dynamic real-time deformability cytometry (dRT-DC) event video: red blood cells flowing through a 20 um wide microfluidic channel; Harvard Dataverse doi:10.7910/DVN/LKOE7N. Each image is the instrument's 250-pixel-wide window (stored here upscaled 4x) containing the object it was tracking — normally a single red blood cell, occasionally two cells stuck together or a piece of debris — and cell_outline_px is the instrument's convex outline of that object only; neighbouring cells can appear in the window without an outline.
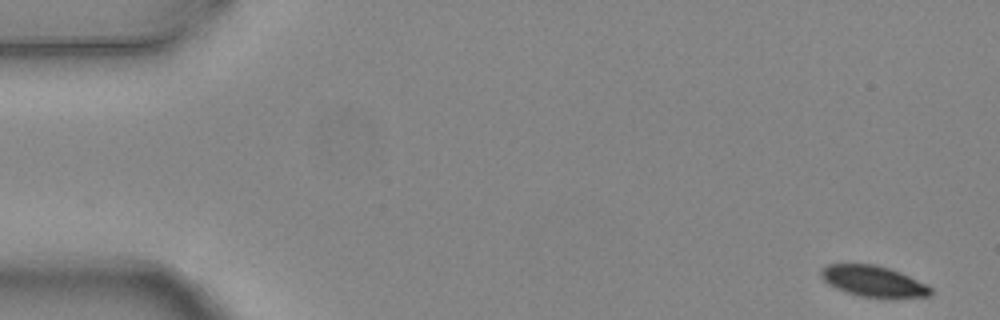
{"species": "common noctule bat (a hibernating species)", "species_latin": "Nyctalus noctula", "temperature_condition": "warm", "stored_images_in_passage": 6, "camera_frame_rate_fps": 3000, "um_per_image_px": 0.085, "animal": {"sex": "female", "body_mass_g": 24.6, "forearm_length_mm": 56.2}, "frame": {"image": 1, "passage_image": 1, "time_ms": 0.0, "image_size_px": [1000, 320], "cell_outline_px": [[932, 296], [892, 300], [860, 296], [836, 288], [828, 284], [820, 276], [820, 268], [828, 264], [876, 264], [900, 272], [928, 284], [932, 288]], "centroid_in_image_um": [74.31, 23.94], "position_along_channel_um": 10.7, "area_um2": 20.46}}
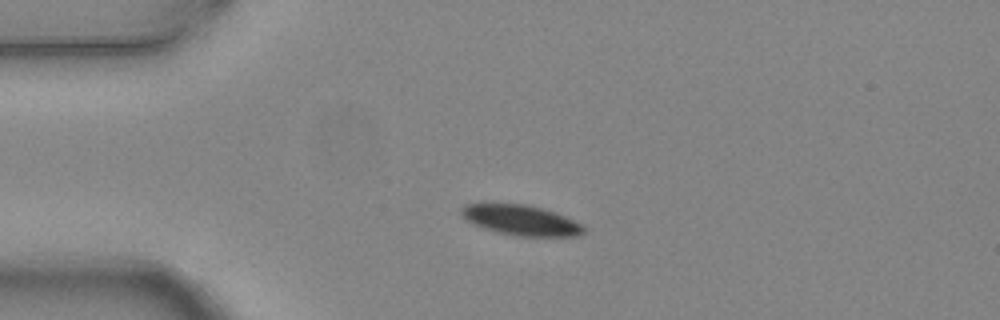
{"frame": {"image": 2, "passage_image": 4, "time_ms": 1.0, "image_size_px": [1000, 320], "cell_outline_px": [[588, 228], [580, 236], [516, 236], [496, 232], [472, 224], [464, 220], [460, 216], [460, 208], [464, 204], [492, 200], [528, 204], [556, 212]], "centroid_in_image_um": [44.16, 18.66], "position_along_channel_um": 40.8, "area_um2": 22.72}}
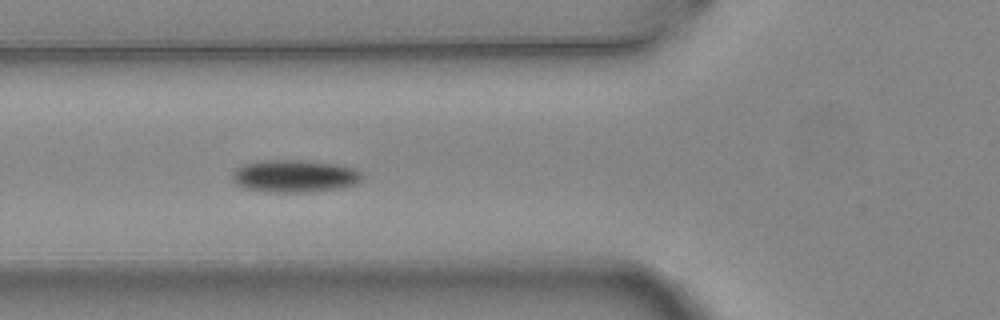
{"frame": {"image": 3, "passage_image": 6, "time_ms": 1.667, "image_size_px": [1000, 320], "cell_outline_px": [[364, 176], [356, 184], [344, 188], [308, 192], [264, 192], [248, 188], [236, 184], [232, 180], [232, 172], [240, 164], [256, 160], [308, 160], [336, 164], [356, 168]], "centroid_in_image_um": [25.04, 14.95], "position_along_channel_um": 100.8, "area_um2": 25.09}}